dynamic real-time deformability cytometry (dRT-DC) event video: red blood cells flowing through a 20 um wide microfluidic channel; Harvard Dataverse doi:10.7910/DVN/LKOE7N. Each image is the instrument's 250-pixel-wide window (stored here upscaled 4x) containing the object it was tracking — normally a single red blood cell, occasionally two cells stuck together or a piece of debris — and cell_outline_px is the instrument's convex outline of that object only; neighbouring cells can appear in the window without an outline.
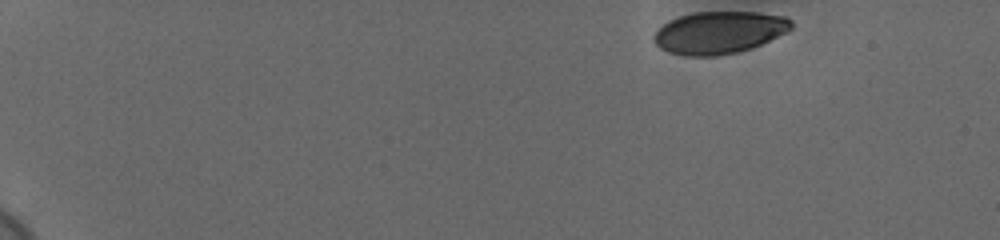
{"species": "human", "species_latin": "Homo sapiens", "temperature_condition": "cold", "stored_images_in_passage": 47, "camera_frame_rate_fps": 3000, "um_per_image_px": 0.085, "donor": {"sex": "female"}, "frame": {"image": 1, "passage_image": 1, "time_ms": 0.0, "image_size_px": [1000, 240], "cell_outline_px": [[792, 28], [752, 48], [740, 52], [716, 56], [684, 56], [668, 52], [660, 48], [652, 40], [652, 36], [664, 24], [680, 16], [692, 12], [756, 12], [784, 16], [792, 20]], "centroid_in_image_um": [61.1, 2.77], "position_along_channel_um": 23.9, "area_um2": 33.76}}
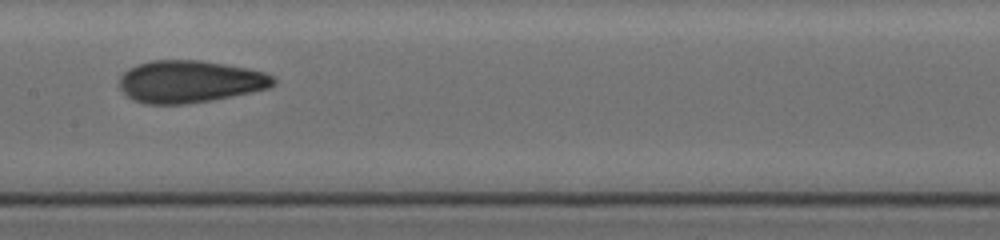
{"frame": {"image": 2, "passage_image": 26, "time_ms": 8.333, "image_size_px": [1000, 240], "cell_outline_px": [[276, 84], [268, 88], [252, 92], [212, 100], [184, 104], [148, 104], [136, 100], [128, 96], [120, 88], [120, 76], [128, 68], [136, 64], [152, 60], [200, 60], [248, 68], [264, 72], [276, 76]], "centroid_in_image_um": [16.17, 6.92], "position_along_channel_um": 191.2, "area_um2": 37.97}}
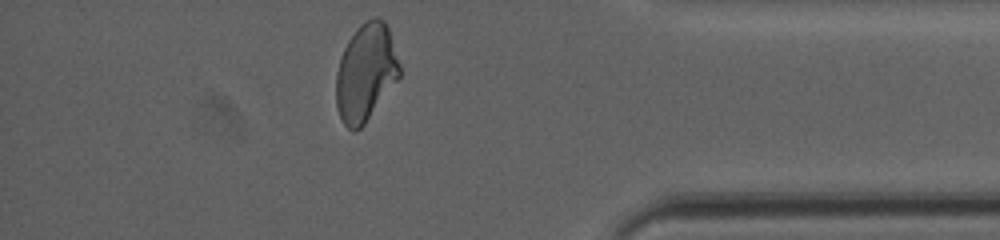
{"frame": {"image": 3, "passage_image": 45, "time_ms": 14.667, "image_size_px": [1000, 240], "cell_outline_px": [[400, 76], [364, 124], [356, 132], [352, 132], [344, 124], [340, 116], [336, 104], [336, 72], [340, 56], [348, 40], [356, 28], [360, 24], [372, 16], [376, 16], [384, 20], [388, 28], [400, 64]], "centroid_in_image_um": [31.07, 6.14], "position_along_channel_um": 404.1, "area_um2": 36.01}, "authors_computed_cell_mechanics": {"area_um2": 36.4718, "velocity_mm_per_s": 3.6743, "shape_relaxation_time_tau1_ms": 8.1848, "shape_relaxation_time_tau2_ms": 1.5598, "deformation_change_tau1": 0.2067, "deformation_change_tau2": 0.0714}}